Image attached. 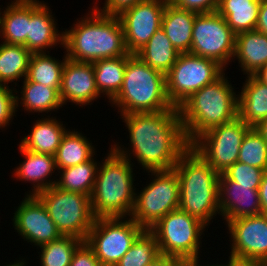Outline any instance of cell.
Segmentation results:
<instances>
[{"mask_svg":"<svg viewBox=\"0 0 267 266\" xmlns=\"http://www.w3.org/2000/svg\"><path fill=\"white\" fill-rule=\"evenodd\" d=\"M128 53L125 56H120L116 58L101 59L92 62L96 87L99 94L105 97L103 100L110 103L121 90L124 80V73L126 69V62L131 56Z\"/></svg>","mask_w":267,"mask_h":266,"instance_id":"28","label":"cell"},{"mask_svg":"<svg viewBox=\"0 0 267 266\" xmlns=\"http://www.w3.org/2000/svg\"><path fill=\"white\" fill-rule=\"evenodd\" d=\"M176 259L170 256L160 255L156 260L147 266H170Z\"/></svg>","mask_w":267,"mask_h":266,"instance_id":"46","label":"cell"},{"mask_svg":"<svg viewBox=\"0 0 267 266\" xmlns=\"http://www.w3.org/2000/svg\"><path fill=\"white\" fill-rule=\"evenodd\" d=\"M62 60L55 58L49 53H33L29 62V68L26 79L30 82H36L44 86L56 88L60 91L62 71L67 60L64 48Z\"/></svg>","mask_w":267,"mask_h":266,"instance_id":"32","label":"cell"},{"mask_svg":"<svg viewBox=\"0 0 267 266\" xmlns=\"http://www.w3.org/2000/svg\"><path fill=\"white\" fill-rule=\"evenodd\" d=\"M108 105L114 111L117 109L119 115L174 108L166 94L165 74L151 68L135 54L126 62L121 90Z\"/></svg>","mask_w":267,"mask_h":266,"instance_id":"6","label":"cell"},{"mask_svg":"<svg viewBox=\"0 0 267 266\" xmlns=\"http://www.w3.org/2000/svg\"><path fill=\"white\" fill-rule=\"evenodd\" d=\"M21 83V87L17 85L18 89L15 88L16 111L22 112L23 110L28 116L34 114L33 117L38 113L37 118L38 116L56 115L54 112L60 113L58 110H63L64 106L56 88L30 82L26 78ZM20 106L22 110L19 108Z\"/></svg>","mask_w":267,"mask_h":266,"instance_id":"21","label":"cell"},{"mask_svg":"<svg viewBox=\"0 0 267 266\" xmlns=\"http://www.w3.org/2000/svg\"><path fill=\"white\" fill-rule=\"evenodd\" d=\"M197 13L174 6L167 1L161 28L179 53H190L192 29Z\"/></svg>","mask_w":267,"mask_h":266,"instance_id":"25","label":"cell"},{"mask_svg":"<svg viewBox=\"0 0 267 266\" xmlns=\"http://www.w3.org/2000/svg\"><path fill=\"white\" fill-rule=\"evenodd\" d=\"M145 0H94L93 4L101 13L111 16H118L123 11L133 7L134 5L138 4ZM102 7H101V4Z\"/></svg>","mask_w":267,"mask_h":266,"instance_id":"39","label":"cell"},{"mask_svg":"<svg viewBox=\"0 0 267 266\" xmlns=\"http://www.w3.org/2000/svg\"><path fill=\"white\" fill-rule=\"evenodd\" d=\"M226 73L193 93L178 107L189 145L203 133L238 117V92L235 89L239 88L232 84Z\"/></svg>","mask_w":267,"mask_h":266,"instance_id":"3","label":"cell"},{"mask_svg":"<svg viewBox=\"0 0 267 266\" xmlns=\"http://www.w3.org/2000/svg\"><path fill=\"white\" fill-rule=\"evenodd\" d=\"M168 0H145L118 15L127 51L135 54L161 28Z\"/></svg>","mask_w":267,"mask_h":266,"instance_id":"15","label":"cell"},{"mask_svg":"<svg viewBox=\"0 0 267 266\" xmlns=\"http://www.w3.org/2000/svg\"><path fill=\"white\" fill-rule=\"evenodd\" d=\"M160 256L156 237L144 230L115 266H147Z\"/></svg>","mask_w":267,"mask_h":266,"instance_id":"35","label":"cell"},{"mask_svg":"<svg viewBox=\"0 0 267 266\" xmlns=\"http://www.w3.org/2000/svg\"><path fill=\"white\" fill-rule=\"evenodd\" d=\"M226 70L217 62L190 53H180L165 74L166 94L173 107H179L193 93L214 82Z\"/></svg>","mask_w":267,"mask_h":266,"instance_id":"10","label":"cell"},{"mask_svg":"<svg viewBox=\"0 0 267 266\" xmlns=\"http://www.w3.org/2000/svg\"><path fill=\"white\" fill-rule=\"evenodd\" d=\"M143 231L131 217H100L85 242L102 266H115Z\"/></svg>","mask_w":267,"mask_h":266,"instance_id":"11","label":"cell"},{"mask_svg":"<svg viewBox=\"0 0 267 266\" xmlns=\"http://www.w3.org/2000/svg\"><path fill=\"white\" fill-rule=\"evenodd\" d=\"M45 206L62 236L85 241L94 225L89 195L59 189L55 185L35 195Z\"/></svg>","mask_w":267,"mask_h":266,"instance_id":"9","label":"cell"},{"mask_svg":"<svg viewBox=\"0 0 267 266\" xmlns=\"http://www.w3.org/2000/svg\"><path fill=\"white\" fill-rule=\"evenodd\" d=\"M89 7L83 17L75 19L69 28H63L67 58L92 63L127 55L119 17L101 13L93 4Z\"/></svg>","mask_w":267,"mask_h":266,"instance_id":"2","label":"cell"},{"mask_svg":"<svg viewBox=\"0 0 267 266\" xmlns=\"http://www.w3.org/2000/svg\"><path fill=\"white\" fill-rule=\"evenodd\" d=\"M229 252L267 264V214L240 217L225 224Z\"/></svg>","mask_w":267,"mask_h":266,"instance_id":"16","label":"cell"},{"mask_svg":"<svg viewBox=\"0 0 267 266\" xmlns=\"http://www.w3.org/2000/svg\"><path fill=\"white\" fill-rule=\"evenodd\" d=\"M173 169L179 180L178 209L209 227L220 216L219 174L190 147L179 157Z\"/></svg>","mask_w":267,"mask_h":266,"instance_id":"5","label":"cell"},{"mask_svg":"<svg viewBox=\"0 0 267 266\" xmlns=\"http://www.w3.org/2000/svg\"><path fill=\"white\" fill-rule=\"evenodd\" d=\"M60 120L56 115L35 118L28 129L30 132L20 137L19 145L26 150L55 156L64 134L69 129L65 125L66 122Z\"/></svg>","mask_w":267,"mask_h":266,"instance_id":"22","label":"cell"},{"mask_svg":"<svg viewBox=\"0 0 267 266\" xmlns=\"http://www.w3.org/2000/svg\"><path fill=\"white\" fill-rule=\"evenodd\" d=\"M147 173V174H146ZM146 184L136 187L135 203L130 217L144 230H149L179 206V180L174 169L149 171Z\"/></svg>","mask_w":267,"mask_h":266,"instance_id":"8","label":"cell"},{"mask_svg":"<svg viewBox=\"0 0 267 266\" xmlns=\"http://www.w3.org/2000/svg\"><path fill=\"white\" fill-rule=\"evenodd\" d=\"M235 35L217 11L197 13L190 54L213 60L227 71L234 56Z\"/></svg>","mask_w":267,"mask_h":266,"instance_id":"13","label":"cell"},{"mask_svg":"<svg viewBox=\"0 0 267 266\" xmlns=\"http://www.w3.org/2000/svg\"><path fill=\"white\" fill-rule=\"evenodd\" d=\"M250 128L237 117L198 136L190 148L220 175L238 161L243 137Z\"/></svg>","mask_w":267,"mask_h":266,"instance_id":"12","label":"cell"},{"mask_svg":"<svg viewBox=\"0 0 267 266\" xmlns=\"http://www.w3.org/2000/svg\"><path fill=\"white\" fill-rule=\"evenodd\" d=\"M238 90V117L250 127L267 118V85L254 75L243 76Z\"/></svg>","mask_w":267,"mask_h":266,"instance_id":"24","label":"cell"},{"mask_svg":"<svg viewBox=\"0 0 267 266\" xmlns=\"http://www.w3.org/2000/svg\"><path fill=\"white\" fill-rule=\"evenodd\" d=\"M119 117L127 129L126 141L129 139V142L123 144L121 139L120 142L112 140L111 147L144 173L173 169L179 157L190 147L177 107Z\"/></svg>","mask_w":267,"mask_h":266,"instance_id":"1","label":"cell"},{"mask_svg":"<svg viewBox=\"0 0 267 266\" xmlns=\"http://www.w3.org/2000/svg\"><path fill=\"white\" fill-rule=\"evenodd\" d=\"M265 172L263 169L237 161L224 174L230 180L238 183V185L251 186V189H259Z\"/></svg>","mask_w":267,"mask_h":266,"instance_id":"37","label":"cell"},{"mask_svg":"<svg viewBox=\"0 0 267 266\" xmlns=\"http://www.w3.org/2000/svg\"><path fill=\"white\" fill-rule=\"evenodd\" d=\"M31 56L23 45L0 42V85L16 88L26 78Z\"/></svg>","mask_w":267,"mask_h":266,"instance_id":"29","label":"cell"},{"mask_svg":"<svg viewBox=\"0 0 267 266\" xmlns=\"http://www.w3.org/2000/svg\"><path fill=\"white\" fill-rule=\"evenodd\" d=\"M255 30L267 35V0H261Z\"/></svg>","mask_w":267,"mask_h":266,"instance_id":"43","label":"cell"},{"mask_svg":"<svg viewBox=\"0 0 267 266\" xmlns=\"http://www.w3.org/2000/svg\"><path fill=\"white\" fill-rule=\"evenodd\" d=\"M202 261V262H201ZM206 260L200 259H176L170 266H211ZM206 263V265H205Z\"/></svg>","mask_w":267,"mask_h":266,"instance_id":"45","label":"cell"},{"mask_svg":"<svg viewBox=\"0 0 267 266\" xmlns=\"http://www.w3.org/2000/svg\"><path fill=\"white\" fill-rule=\"evenodd\" d=\"M265 140L267 144V118L260 121L257 125L253 127Z\"/></svg>","mask_w":267,"mask_h":266,"instance_id":"47","label":"cell"},{"mask_svg":"<svg viewBox=\"0 0 267 266\" xmlns=\"http://www.w3.org/2000/svg\"><path fill=\"white\" fill-rule=\"evenodd\" d=\"M100 159L96 180L90 195L93 214L100 217H130L135 203L137 172L135 166L119 155L109 143ZM134 171H136L134 173ZM137 183V184H136Z\"/></svg>","mask_w":267,"mask_h":266,"instance_id":"4","label":"cell"},{"mask_svg":"<svg viewBox=\"0 0 267 266\" xmlns=\"http://www.w3.org/2000/svg\"><path fill=\"white\" fill-rule=\"evenodd\" d=\"M174 6L194 11L196 13H209L217 11L220 0H168Z\"/></svg>","mask_w":267,"mask_h":266,"instance_id":"40","label":"cell"},{"mask_svg":"<svg viewBox=\"0 0 267 266\" xmlns=\"http://www.w3.org/2000/svg\"><path fill=\"white\" fill-rule=\"evenodd\" d=\"M208 228L196 217L177 209L162 217L149 231L157 239L160 255L202 260V239Z\"/></svg>","mask_w":267,"mask_h":266,"instance_id":"7","label":"cell"},{"mask_svg":"<svg viewBox=\"0 0 267 266\" xmlns=\"http://www.w3.org/2000/svg\"><path fill=\"white\" fill-rule=\"evenodd\" d=\"M15 88L11 85H0V132L9 129L16 118Z\"/></svg>","mask_w":267,"mask_h":266,"instance_id":"38","label":"cell"},{"mask_svg":"<svg viewBox=\"0 0 267 266\" xmlns=\"http://www.w3.org/2000/svg\"><path fill=\"white\" fill-rule=\"evenodd\" d=\"M17 205L12 212L11 223L15 230L13 232H17L24 243L37 249L62 236L45 206L35 195H24Z\"/></svg>","mask_w":267,"mask_h":266,"instance_id":"14","label":"cell"},{"mask_svg":"<svg viewBox=\"0 0 267 266\" xmlns=\"http://www.w3.org/2000/svg\"><path fill=\"white\" fill-rule=\"evenodd\" d=\"M98 154L91 160L76 166L59 169L55 186L66 191L91 195L100 161Z\"/></svg>","mask_w":267,"mask_h":266,"instance_id":"33","label":"cell"},{"mask_svg":"<svg viewBox=\"0 0 267 266\" xmlns=\"http://www.w3.org/2000/svg\"><path fill=\"white\" fill-rule=\"evenodd\" d=\"M17 146L23 161L16 164L13 172L11 170L10 172L11 179L25 184L30 183L31 187L28 188L31 189H27L28 191H25L23 195L34 196L54 186L58 177L55 156L23 149L19 144Z\"/></svg>","mask_w":267,"mask_h":266,"instance_id":"20","label":"cell"},{"mask_svg":"<svg viewBox=\"0 0 267 266\" xmlns=\"http://www.w3.org/2000/svg\"><path fill=\"white\" fill-rule=\"evenodd\" d=\"M238 63V71L251 76L267 64V35L256 30L235 35V51L232 62Z\"/></svg>","mask_w":267,"mask_h":266,"instance_id":"23","label":"cell"},{"mask_svg":"<svg viewBox=\"0 0 267 266\" xmlns=\"http://www.w3.org/2000/svg\"><path fill=\"white\" fill-rule=\"evenodd\" d=\"M21 255H19V258L16 260L13 259L12 263L9 262H5V264L0 263V266H28V264L30 265V263L28 262L29 258H25V256L23 257V255L20 257Z\"/></svg>","mask_w":267,"mask_h":266,"instance_id":"48","label":"cell"},{"mask_svg":"<svg viewBox=\"0 0 267 266\" xmlns=\"http://www.w3.org/2000/svg\"><path fill=\"white\" fill-rule=\"evenodd\" d=\"M228 258L226 257L225 259V263L223 261V259L220 261L216 262V264L214 262H209V264L211 266H267V264L265 262H262L261 260H257V259H253L251 257H245V256H239V255H235L232 254L230 252H228Z\"/></svg>","mask_w":267,"mask_h":266,"instance_id":"42","label":"cell"},{"mask_svg":"<svg viewBox=\"0 0 267 266\" xmlns=\"http://www.w3.org/2000/svg\"><path fill=\"white\" fill-rule=\"evenodd\" d=\"M259 81L267 85V64L262 66L254 75Z\"/></svg>","mask_w":267,"mask_h":266,"instance_id":"49","label":"cell"},{"mask_svg":"<svg viewBox=\"0 0 267 266\" xmlns=\"http://www.w3.org/2000/svg\"><path fill=\"white\" fill-rule=\"evenodd\" d=\"M218 203L220 219H222L224 225L228 221L240 217L261 214L258 189H251V186L238 185L224 173L219 175Z\"/></svg>","mask_w":267,"mask_h":266,"instance_id":"19","label":"cell"},{"mask_svg":"<svg viewBox=\"0 0 267 266\" xmlns=\"http://www.w3.org/2000/svg\"><path fill=\"white\" fill-rule=\"evenodd\" d=\"M70 266H102L93 249L83 241L74 251Z\"/></svg>","mask_w":267,"mask_h":266,"instance_id":"41","label":"cell"},{"mask_svg":"<svg viewBox=\"0 0 267 266\" xmlns=\"http://www.w3.org/2000/svg\"><path fill=\"white\" fill-rule=\"evenodd\" d=\"M258 193L260 198L261 214H267V171L263 175Z\"/></svg>","mask_w":267,"mask_h":266,"instance_id":"44","label":"cell"},{"mask_svg":"<svg viewBox=\"0 0 267 266\" xmlns=\"http://www.w3.org/2000/svg\"><path fill=\"white\" fill-rule=\"evenodd\" d=\"M83 242L74 236H61L59 239L37 248L38 266H70L74 251ZM41 251V252H40Z\"/></svg>","mask_w":267,"mask_h":266,"instance_id":"34","label":"cell"},{"mask_svg":"<svg viewBox=\"0 0 267 266\" xmlns=\"http://www.w3.org/2000/svg\"><path fill=\"white\" fill-rule=\"evenodd\" d=\"M261 0H220L217 12L235 34L253 31L259 16Z\"/></svg>","mask_w":267,"mask_h":266,"instance_id":"30","label":"cell"},{"mask_svg":"<svg viewBox=\"0 0 267 266\" xmlns=\"http://www.w3.org/2000/svg\"><path fill=\"white\" fill-rule=\"evenodd\" d=\"M49 5L48 1L29 0V28L26 48L32 54L51 53V50L58 46L63 48L64 31L62 27V31L61 29L58 30V20Z\"/></svg>","mask_w":267,"mask_h":266,"instance_id":"18","label":"cell"},{"mask_svg":"<svg viewBox=\"0 0 267 266\" xmlns=\"http://www.w3.org/2000/svg\"><path fill=\"white\" fill-rule=\"evenodd\" d=\"M238 162L267 171V144L253 127L243 137Z\"/></svg>","mask_w":267,"mask_h":266,"instance_id":"36","label":"cell"},{"mask_svg":"<svg viewBox=\"0 0 267 266\" xmlns=\"http://www.w3.org/2000/svg\"><path fill=\"white\" fill-rule=\"evenodd\" d=\"M179 54L162 28H159L149 41L135 53L148 66L164 74L172 68Z\"/></svg>","mask_w":267,"mask_h":266,"instance_id":"31","label":"cell"},{"mask_svg":"<svg viewBox=\"0 0 267 266\" xmlns=\"http://www.w3.org/2000/svg\"><path fill=\"white\" fill-rule=\"evenodd\" d=\"M77 130L75 127L68 129L61 140L55 154L57 171L85 163L97 154L93 141L82 130Z\"/></svg>","mask_w":267,"mask_h":266,"instance_id":"27","label":"cell"},{"mask_svg":"<svg viewBox=\"0 0 267 266\" xmlns=\"http://www.w3.org/2000/svg\"><path fill=\"white\" fill-rule=\"evenodd\" d=\"M59 96L64 107L67 103L82 108L93 107L99 102L101 95L96 87L95 73L92 63L73 61L67 58L63 71ZM99 99V100H98ZM66 105V106H65Z\"/></svg>","mask_w":267,"mask_h":266,"instance_id":"17","label":"cell"},{"mask_svg":"<svg viewBox=\"0 0 267 266\" xmlns=\"http://www.w3.org/2000/svg\"><path fill=\"white\" fill-rule=\"evenodd\" d=\"M0 5V42L23 45L29 28V0H10Z\"/></svg>","mask_w":267,"mask_h":266,"instance_id":"26","label":"cell"}]
</instances>
